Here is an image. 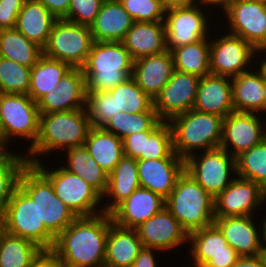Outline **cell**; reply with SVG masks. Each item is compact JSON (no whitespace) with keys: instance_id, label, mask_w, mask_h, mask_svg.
Here are the masks:
<instances>
[{"instance_id":"f546056e","label":"cell","mask_w":266,"mask_h":267,"mask_svg":"<svg viewBox=\"0 0 266 267\" xmlns=\"http://www.w3.org/2000/svg\"><path fill=\"white\" fill-rule=\"evenodd\" d=\"M257 61L256 67L254 65L251 70L231 78L234 111L261 114L265 78Z\"/></svg>"},{"instance_id":"2e32d148","label":"cell","mask_w":266,"mask_h":267,"mask_svg":"<svg viewBox=\"0 0 266 267\" xmlns=\"http://www.w3.org/2000/svg\"><path fill=\"white\" fill-rule=\"evenodd\" d=\"M258 115L237 111L227 115L223 120L220 147L236 157L263 142L266 139V121L265 118L261 121L263 117Z\"/></svg>"},{"instance_id":"d6986e66","label":"cell","mask_w":266,"mask_h":267,"mask_svg":"<svg viewBox=\"0 0 266 267\" xmlns=\"http://www.w3.org/2000/svg\"><path fill=\"white\" fill-rule=\"evenodd\" d=\"M135 230L143 247L157 249L161 252L178 249L186 242L189 244V234L165 207Z\"/></svg>"},{"instance_id":"681fc988","label":"cell","mask_w":266,"mask_h":267,"mask_svg":"<svg viewBox=\"0 0 266 267\" xmlns=\"http://www.w3.org/2000/svg\"><path fill=\"white\" fill-rule=\"evenodd\" d=\"M240 257L237 252L215 254L203 267H234Z\"/></svg>"},{"instance_id":"f5cc1de1","label":"cell","mask_w":266,"mask_h":267,"mask_svg":"<svg viewBox=\"0 0 266 267\" xmlns=\"http://www.w3.org/2000/svg\"><path fill=\"white\" fill-rule=\"evenodd\" d=\"M31 267H66L61 260L51 251L43 250L33 261Z\"/></svg>"},{"instance_id":"f35d334b","label":"cell","mask_w":266,"mask_h":267,"mask_svg":"<svg viewBox=\"0 0 266 267\" xmlns=\"http://www.w3.org/2000/svg\"><path fill=\"white\" fill-rule=\"evenodd\" d=\"M161 122L156 112L137 114L119 112L106 123L103 129L123 140L134 133L153 131Z\"/></svg>"},{"instance_id":"c3c4849f","label":"cell","mask_w":266,"mask_h":267,"mask_svg":"<svg viewBox=\"0 0 266 267\" xmlns=\"http://www.w3.org/2000/svg\"><path fill=\"white\" fill-rule=\"evenodd\" d=\"M152 131H142L125 137L123 141V153L125 156L139 159L145 154L146 137Z\"/></svg>"},{"instance_id":"be15d7a7","label":"cell","mask_w":266,"mask_h":267,"mask_svg":"<svg viewBox=\"0 0 266 267\" xmlns=\"http://www.w3.org/2000/svg\"><path fill=\"white\" fill-rule=\"evenodd\" d=\"M257 52H266V46L264 48L258 49Z\"/></svg>"},{"instance_id":"bcb514c9","label":"cell","mask_w":266,"mask_h":267,"mask_svg":"<svg viewBox=\"0 0 266 267\" xmlns=\"http://www.w3.org/2000/svg\"><path fill=\"white\" fill-rule=\"evenodd\" d=\"M103 2L104 0H70L68 13L63 20L90 27Z\"/></svg>"},{"instance_id":"f6af8a7d","label":"cell","mask_w":266,"mask_h":267,"mask_svg":"<svg viewBox=\"0 0 266 267\" xmlns=\"http://www.w3.org/2000/svg\"><path fill=\"white\" fill-rule=\"evenodd\" d=\"M134 22H164L166 8L162 0H119Z\"/></svg>"},{"instance_id":"db71d44e","label":"cell","mask_w":266,"mask_h":267,"mask_svg":"<svg viewBox=\"0 0 266 267\" xmlns=\"http://www.w3.org/2000/svg\"><path fill=\"white\" fill-rule=\"evenodd\" d=\"M234 267H265L261 257L258 256H242Z\"/></svg>"},{"instance_id":"e7e4bbea","label":"cell","mask_w":266,"mask_h":267,"mask_svg":"<svg viewBox=\"0 0 266 267\" xmlns=\"http://www.w3.org/2000/svg\"><path fill=\"white\" fill-rule=\"evenodd\" d=\"M263 4L266 5V0H260Z\"/></svg>"},{"instance_id":"484cf974","label":"cell","mask_w":266,"mask_h":267,"mask_svg":"<svg viewBox=\"0 0 266 267\" xmlns=\"http://www.w3.org/2000/svg\"><path fill=\"white\" fill-rule=\"evenodd\" d=\"M133 60L167 50L165 22H134L122 41Z\"/></svg>"},{"instance_id":"7bdbcfd3","label":"cell","mask_w":266,"mask_h":267,"mask_svg":"<svg viewBox=\"0 0 266 267\" xmlns=\"http://www.w3.org/2000/svg\"><path fill=\"white\" fill-rule=\"evenodd\" d=\"M86 110L92 128H103L118 111L116 99L108 92L87 91Z\"/></svg>"},{"instance_id":"ab89813d","label":"cell","mask_w":266,"mask_h":267,"mask_svg":"<svg viewBox=\"0 0 266 267\" xmlns=\"http://www.w3.org/2000/svg\"><path fill=\"white\" fill-rule=\"evenodd\" d=\"M108 92L116 99L118 111L130 114L156 112L154 100L131 77Z\"/></svg>"},{"instance_id":"9a60e30c","label":"cell","mask_w":266,"mask_h":267,"mask_svg":"<svg viewBox=\"0 0 266 267\" xmlns=\"http://www.w3.org/2000/svg\"><path fill=\"white\" fill-rule=\"evenodd\" d=\"M263 204H266V191L252 180L235 176L214 198V217L256 215L255 211H260Z\"/></svg>"},{"instance_id":"94428289","label":"cell","mask_w":266,"mask_h":267,"mask_svg":"<svg viewBox=\"0 0 266 267\" xmlns=\"http://www.w3.org/2000/svg\"><path fill=\"white\" fill-rule=\"evenodd\" d=\"M259 256L261 257L264 266L266 267V245H261Z\"/></svg>"},{"instance_id":"74e56055","label":"cell","mask_w":266,"mask_h":267,"mask_svg":"<svg viewBox=\"0 0 266 267\" xmlns=\"http://www.w3.org/2000/svg\"><path fill=\"white\" fill-rule=\"evenodd\" d=\"M9 148L0 151V212L9 203L22 169L28 164L26 155Z\"/></svg>"},{"instance_id":"ee69618b","label":"cell","mask_w":266,"mask_h":267,"mask_svg":"<svg viewBox=\"0 0 266 267\" xmlns=\"http://www.w3.org/2000/svg\"><path fill=\"white\" fill-rule=\"evenodd\" d=\"M180 158L173 150L172 130L168 121H162L146 137L145 154L138 160Z\"/></svg>"},{"instance_id":"4dcf8cb0","label":"cell","mask_w":266,"mask_h":267,"mask_svg":"<svg viewBox=\"0 0 266 267\" xmlns=\"http://www.w3.org/2000/svg\"><path fill=\"white\" fill-rule=\"evenodd\" d=\"M188 243L194 265L190 267H203L215 254L236 252L215 224L190 232Z\"/></svg>"},{"instance_id":"ac0fdd59","label":"cell","mask_w":266,"mask_h":267,"mask_svg":"<svg viewBox=\"0 0 266 267\" xmlns=\"http://www.w3.org/2000/svg\"><path fill=\"white\" fill-rule=\"evenodd\" d=\"M87 84L83 71L72 67L59 81L57 90L43 95L36 103L40 114L86 108Z\"/></svg>"},{"instance_id":"60d3db41","label":"cell","mask_w":266,"mask_h":267,"mask_svg":"<svg viewBox=\"0 0 266 267\" xmlns=\"http://www.w3.org/2000/svg\"><path fill=\"white\" fill-rule=\"evenodd\" d=\"M236 176L252 180L266 191V139L235 157Z\"/></svg>"},{"instance_id":"7402d4cb","label":"cell","mask_w":266,"mask_h":267,"mask_svg":"<svg viewBox=\"0 0 266 267\" xmlns=\"http://www.w3.org/2000/svg\"><path fill=\"white\" fill-rule=\"evenodd\" d=\"M140 187L151 190L166 199L184 172L182 158L137 160Z\"/></svg>"},{"instance_id":"3957f363","label":"cell","mask_w":266,"mask_h":267,"mask_svg":"<svg viewBox=\"0 0 266 267\" xmlns=\"http://www.w3.org/2000/svg\"><path fill=\"white\" fill-rule=\"evenodd\" d=\"M133 63L122 42H93L81 67L87 91L106 92L126 82L132 75Z\"/></svg>"},{"instance_id":"6f0895ef","label":"cell","mask_w":266,"mask_h":267,"mask_svg":"<svg viewBox=\"0 0 266 267\" xmlns=\"http://www.w3.org/2000/svg\"><path fill=\"white\" fill-rule=\"evenodd\" d=\"M259 53H260L261 55H262V54H264V55H263V57H261L262 60L259 59L258 62H259L260 64H259V66H257V67H258V69L263 73L264 78H266V52H256V57H257V58H260V57L257 56Z\"/></svg>"},{"instance_id":"8992f818","label":"cell","mask_w":266,"mask_h":267,"mask_svg":"<svg viewBox=\"0 0 266 267\" xmlns=\"http://www.w3.org/2000/svg\"><path fill=\"white\" fill-rule=\"evenodd\" d=\"M18 186L37 204L40 222L55 238L77 218L33 164L28 163L22 169Z\"/></svg>"},{"instance_id":"7c38bea8","label":"cell","mask_w":266,"mask_h":267,"mask_svg":"<svg viewBox=\"0 0 266 267\" xmlns=\"http://www.w3.org/2000/svg\"><path fill=\"white\" fill-rule=\"evenodd\" d=\"M210 5V0H202L191 6L166 9L164 22L167 50L171 51L174 48L197 42L213 34L211 33L213 31H210L209 35L211 25L208 22H211V20L208 16L211 13L207 14V11L204 10ZM203 6L206 7L203 8Z\"/></svg>"},{"instance_id":"d4e9b609","label":"cell","mask_w":266,"mask_h":267,"mask_svg":"<svg viewBox=\"0 0 266 267\" xmlns=\"http://www.w3.org/2000/svg\"><path fill=\"white\" fill-rule=\"evenodd\" d=\"M134 20L119 0H104L100 12L90 26L94 42H122Z\"/></svg>"},{"instance_id":"f1b7e54d","label":"cell","mask_w":266,"mask_h":267,"mask_svg":"<svg viewBox=\"0 0 266 267\" xmlns=\"http://www.w3.org/2000/svg\"><path fill=\"white\" fill-rule=\"evenodd\" d=\"M56 20L40 1L26 0L17 16L15 28L28 40L44 48Z\"/></svg>"},{"instance_id":"f907efd6","label":"cell","mask_w":266,"mask_h":267,"mask_svg":"<svg viewBox=\"0 0 266 267\" xmlns=\"http://www.w3.org/2000/svg\"><path fill=\"white\" fill-rule=\"evenodd\" d=\"M157 251L161 252L160 250L153 249V248H148V247H143L137 258L135 259L132 267H159L158 264H156L157 259L155 256V253Z\"/></svg>"},{"instance_id":"5bb4252c","label":"cell","mask_w":266,"mask_h":267,"mask_svg":"<svg viewBox=\"0 0 266 267\" xmlns=\"http://www.w3.org/2000/svg\"><path fill=\"white\" fill-rule=\"evenodd\" d=\"M222 12L228 21L224 23L226 32L239 36L256 50L266 46V5L260 0L237 1Z\"/></svg>"},{"instance_id":"6da1fadb","label":"cell","mask_w":266,"mask_h":267,"mask_svg":"<svg viewBox=\"0 0 266 267\" xmlns=\"http://www.w3.org/2000/svg\"><path fill=\"white\" fill-rule=\"evenodd\" d=\"M111 215L77 217L56 238L51 251L66 267H104Z\"/></svg>"},{"instance_id":"e575fe53","label":"cell","mask_w":266,"mask_h":267,"mask_svg":"<svg viewBox=\"0 0 266 267\" xmlns=\"http://www.w3.org/2000/svg\"><path fill=\"white\" fill-rule=\"evenodd\" d=\"M209 39L205 38L171 50L175 70L200 78L211 74Z\"/></svg>"},{"instance_id":"d6a6232c","label":"cell","mask_w":266,"mask_h":267,"mask_svg":"<svg viewBox=\"0 0 266 267\" xmlns=\"http://www.w3.org/2000/svg\"><path fill=\"white\" fill-rule=\"evenodd\" d=\"M71 68L68 63L43 54L31 67L28 95L37 102L46 93L56 91L59 81Z\"/></svg>"},{"instance_id":"836d02e7","label":"cell","mask_w":266,"mask_h":267,"mask_svg":"<svg viewBox=\"0 0 266 267\" xmlns=\"http://www.w3.org/2000/svg\"><path fill=\"white\" fill-rule=\"evenodd\" d=\"M67 151V152H66ZM62 165L65 169L82 178L103 195L108 185V173L91 157L85 146L67 149ZM65 163V164H64Z\"/></svg>"},{"instance_id":"9c48e42d","label":"cell","mask_w":266,"mask_h":267,"mask_svg":"<svg viewBox=\"0 0 266 267\" xmlns=\"http://www.w3.org/2000/svg\"><path fill=\"white\" fill-rule=\"evenodd\" d=\"M0 223L7 233L29 239L43 250H51L54 245L55 237L39 220L37 204L19 186L0 212Z\"/></svg>"},{"instance_id":"d590c367","label":"cell","mask_w":266,"mask_h":267,"mask_svg":"<svg viewBox=\"0 0 266 267\" xmlns=\"http://www.w3.org/2000/svg\"><path fill=\"white\" fill-rule=\"evenodd\" d=\"M43 55V48L28 40L16 28L0 30V57L32 67Z\"/></svg>"},{"instance_id":"7dc6e473","label":"cell","mask_w":266,"mask_h":267,"mask_svg":"<svg viewBox=\"0 0 266 267\" xmlns=\"http://www.w3.org/2000/svg\"><path fill=\"white\" fill-rule=\"evenodd\" d=\"M26 0H0V30L15 28L16 19Z\"/></svg>"},{"instance_id":"680465c9","label":"cell","mask_w":266,"mask_h":267,"mask_svg":"<svg viewBox=\"0 0 266 267\" xmlns=\"http://www.w3.org/2000/svg\"><path fill=\"white\" fill-rule=\"evenodd\" d=\"M262 225V245H266V217L261 218Z\"/></svg>"},{"instance_id":"4316f807","label":"cell","mask_w":266,"mask_h":267,"mask_svg":"<svg viewBox=\"0 0 266 267\" xmlns=\"http://www.w3.org/2000/svg\"><path fill=\"white\" fill-rule=\"evenodd\" d=\"M139 187L137 159L124 155L108 174L107 189L102 195L107 201L102 205L104 212L110 214Z\"/></svg>"},{"instance_id":"9f6ffc18","label":"cell","mask_w":266,"mask_h":267,"mask_svg":"<svg viewBox=\"0 0 266 267\" xmlns=\"http://www.w3.org/2000/svg\"><path fill=\"white\" fill-rule=\"evenodd\" d=\"M237 1H242V0H210L211 7L217 6L218 8L220 7V10H224L226 7H228L230 4L237 2Z\"/></svg>"},{"instance_id":"277c9868","label":"cell","mask_w":266,"mask_h":267,"mask_svg":"<svg viewBox=\"0 0 266 267\" xmlns=\"http://www.w3.org/2000/svg\"><path fill=\"white\" fill-rule=\"evenodd\" d=\"M223 117L191 109L170 119L174 152L183 160L220 147Z\"/></svg>"},{"instance_id":"52a82bcc","label":"cell","mask_w":266,"mask_h":267,"mask_svg":"<svg viewBox=\"0 0 266 267\" xmlns=\"http://www.w3.org/2000/svg\"><path fill=\"white\" fill-rule=\"evenodd\" d=\"M59 163L58 168L49 169L42 162L33 165L50 181L54 192L77 217H89L104 212L102 195L79 176L71 173ZM101 207L99 208V206ZM99 208V209H98Z\"/></svg>"},{"instance_id":"ffe728a7","label":"cell","mask_w":266,"mask_h":267,"mask_svg":"<svg viewBox=\"0 0 266 267\" xmlns=\"http://www.w3.org/2000/svg\"><path fill=\"white\" fill-rule=\"evenodd\" d=\"M253 216L215 217L214 220V224L223 233L228 245L241 257L258 256L260 253L262 228L261 225L257 226V223H254L258 218Z\"/></svg>"},{"instance_id":"603a6c76","label":"cell","mask_w":266,"mask_h":267,"mask_svg":"<svg viewBox=\"0 0 266 267\" xmlns=\"http://www.w3.org/2000/svg\"><path fill=\"white\" fill-rule=\"evenodd\" d=\"M174 71L172 54L166 50L134 60L131 78L154 100Z\"/></svg>"},{"instance_id":"91938a15","label":"cell","mask_w":266,"mask_h":267,"mask_svg":"<svg viewBox=\"0 0 266 267\" xmlns=\"http://www.w3.org/2000/svg\"><path fill=\"white\" fill-rule=\"evenodd\" d=\"M261 116L264 114L266 115V78L264 79V87H263V106L261 109Z\"/></svg>"},{"instance_id":"cb8c5ba5","label":"cell","mask_w":266,"mask_h":267,"mask_svg":"<svg viewBox=\"0 0 266 267\" xmlns=\"http://www.w3.org/2000/svg\"><path fill=\"white\" fill-rule=\"evenodd\" d=\"M193 109L223 118L233 112L231 78L213 74L201 77Z\"/></svg>"},{"instance_id":"5b68a950","label":"cell","mask_w":266,"mask_h":267,"mask_svg":"<svg viewBox=\"0 0 266 267\" xmlns=\"http://www.w3.org/2000/svg\"><path fill=\"white\" fill-rule=\"evenodd\" d=\"M165 208L188 234L214 224V198L185 171L165 199Z\"/></svg>"},{"instance_id":"11a10c76","label":"cell","mask_w":266,"mask_h":267,"mask_svg":"<svg viewBox=\"0 0 266 267\" xmlns=\"http://www.w3.org/2000/svg\"><path fill=\"white\" fill-rule=\"evenodd\" d=\"M201 1L202 0H162L163 5L166 9H169L172 7L191 6Z\"/></svg>"},{"instance_id":"b9f144b4","label":"cell","mask_w":266,"mask_h":267,"mask_svg":"<svg viewBox=\"0 0 266 267\" xmlns=\"http://www.w3.org/2000/svg\"><path fill=\"white\" fill-rule=\"evenodd\" d=\"M30 72L31 67L0 57V93L28 95Z\"/></svg>"},{"instance_id":"8d00e7d4","label":"cell","mask_w":266,"mask_h":267,"mask_svg":"<svg viewBox=\"0 0 266 267\" xmlns=\"http://www.w3.org/2000/svg\"><path fill=\"white\" fill-rule=\"evenodd\" d=\"M42 251L29 239L0 231V267H31Z\"/></svg>"},{"instance_id":"ba28073f","label":"cell","mask_w":266,"mask_h":267,"mask_svg":"<svg viewBox=\"0 0 266 267\" xmlns=\"http://www.w3.org/2000/svg\"><path fill=\"white\" fill-rule=\"evenodd\" d=\"M39 124L37 103L29 95L0 93V136L6 147L13 144L12 138H23L31 142L26 151L31 149L39 135Z\"/></svg>"},{"instance_id":"816d5d0a","label":"cell","mask_w":266,"mask_h":267,"mask_svg":"<svg viewBox=\"0 0 266 267\" xmlns=\"http://www.w3.org/2000/svg\"><path fill=\"white\" fill-rule=\"evenodd\" d=\"M56 19H63L69 9L70 0H38Z\"/></svg>"},{"instance_id":"30bf717a","label":"cell","mask_w":266,"mask_h":267,"mask_svg":"<svg viewBox=\"0 0 266 267\" xmlns=\"http://www.w3.org/2000/svg\"><path fill=\"white\" fill-rule=\"evenodd\" d=\"M184 171L215 198L236 176L235 157L221 147L198 152L184 160Z\"/></svg>"},{"instance_id":"6125c7cd","label":"cell","mask_w":266,"mask_h":267,"mask_svg":"<svg viewBox=\"0 0 266 267\" xmlns=\"http://www.w3.org/2000/svg\"><path fill=\"white\" fill-rule=\"evenodd\" d=\"M7 148H8V147H6V146L4 145V143H3L2 139H1V136H0V151L5 150V149H7Z\"/></svg>"},{"instance_id":"e0dca14e","label":"cell","mask_w":266,"mask_h":267,"mask_svg":"<svg viewBox=\"0 0 266 267\" xmlns=\"http://www.w3.org/2000/svg\"><path fill=\"white\" fill-rule=\"evenodd\" d=\"M200 77L194 74L174 71L169 82L154 98V109L162 121L193 109Z\"/></svg>"},{"instance_id":"4fadbf2b","label":"cell","mask_w":266,"mask_h":267,"mask_svg":"<svg viewBox=\"0 0 266 267\" xmlns=\"http://www.w3.org/2000/svg\"><path fill=\"white\" fill-rule=\"evenodd\" d=\"M222 32L220 38L210 37L211 74L233 78L251 70L257 50L239 36Z\"/></svg>"},{"instance_id":"1f68e13d","label":"cell","mask_w":266,"mask_h":267,"mask_svg":"<svg viewBox=\"0 0 266 267\" xmlns=\"http://www.w3.org/2000/svg\"><path fill=\"white\" fill-rule=\"evenodd\" d=\"M84 146L96 163L108 174L124 156L122 139L103 128H91Z\"/></svg>"},{"instance_id":"8fae6325","label":"cell","mask_w":266,"mask_h":267,"mask_svg":"<svg viewBox=\"0 0 266 267\" xmlns=\"http://www.w3.org/2000/svg\"><path fill=\"white\" fill-rule=\"evenodd\" d=\"M89 26L57 19L52 26L43 54L49 58L81 68L93 44Z\"/></svg>"},{"instance_id":"7a4b0ae2","label":"cell","mask_w":266,"mask_h":267,"mask_svg":"<svg viewBox=\"0 0 266 267\" xmlns=\"http://www.w3.org/2000/svg\"><path fill=\"white\" fill-rule=\"evenodd\" d=\"M86 108L67 112L40 114L39 135L25 155L29 164L41 162L43 155L84 146L91 129ZM40 158V159H39Z\"/></svg>"},{"instance_id":"83f0119b","label":"cell","mask_w":266,"mask_h":267,"mask_svg":"<svg viewBox=\"0 0 266 267\" xmlns=\"http://www.w3.org/2000/svg\"><path fill=\"white\" fill-rule=\"evenodd\" d=\"M142 248L135 229L123 228L112 222L106 239L104 267H132Z\"/></svg>"},{"instance_id":"44dd1931","label":"cell","mask_w":266,"mask_h":267,"mask_svg":"<svg viewBox=\"0 0 266 267\" xmlns=\"http://www.w3.org/2000/svg\"><path fill=\"white\" fill-rule=\"evenodd\" d=\"M165 207V199L149 189L137 188L111 213L117 226L135 229Z\"/></svg>"}]
</instances>
